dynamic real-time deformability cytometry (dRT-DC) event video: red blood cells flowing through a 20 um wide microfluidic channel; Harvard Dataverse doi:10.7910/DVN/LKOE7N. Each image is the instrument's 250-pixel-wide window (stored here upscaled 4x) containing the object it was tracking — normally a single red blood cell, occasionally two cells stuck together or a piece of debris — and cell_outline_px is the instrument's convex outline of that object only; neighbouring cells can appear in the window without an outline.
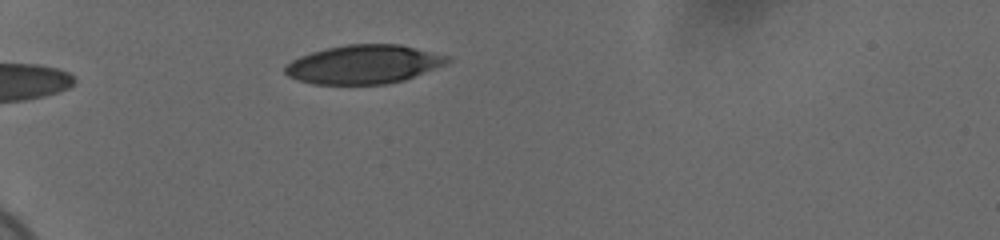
{"species": "human", "species_latin": "Homo sapiens", "temperature_condition": "cold", "stored_images_in_passage": 14, "camera_frame_rate_fps": 3000, "um_per_image_px": 0.085, "donor": {"sex": "female"}, "frame": {"image": 1, "passage_image": 1, "time_ms": 0.0, "image_size_px": [1000, 240], "cell_outline_px": [[452, 60], [444, 64], [404, 80], [388, 84], [312, 84], [288, 76], [284, 72], [284, 68], [292, 60], [300, 56], [312, 52], [328, 48], [348, 44], [400, 44], [448, 56]], "centroid_in_image_um": [30.9, 5.47], "position_along_channel_um": 54.1, "area_um2": 36.3}}